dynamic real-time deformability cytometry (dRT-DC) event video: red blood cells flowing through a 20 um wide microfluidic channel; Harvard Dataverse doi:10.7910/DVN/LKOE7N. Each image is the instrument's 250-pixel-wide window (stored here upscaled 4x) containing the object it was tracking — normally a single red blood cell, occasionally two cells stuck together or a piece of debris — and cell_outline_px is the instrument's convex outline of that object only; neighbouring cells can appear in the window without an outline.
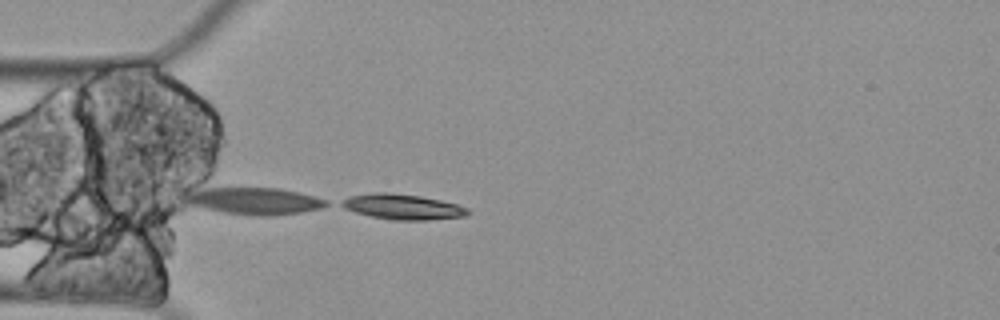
{"species": "Egyptian fruit bat (a non-hibernating species)", "species_latin": "Rousettus aegyptiacus", "temperature_condition": "cold", "stored_images_in_passage": 15, "segment_of_instrument_passage": [2, 2], "camera_frame_rate_fps": 3000, "um_per_image_px": 0.085, "animal": {"sex": "female"}, "frame": {"image": 1, "passage_image": 15, "time_ms": 4.667, "image_size_px": [1000, 320], "cell_outline_px": [[472, 212], [464, 216], [428, 220], [392, 220], [372, 216], [356, 212], [344, 208], [336, 204], [340, 200], [348, 196], [372, 192], [388, 192], [420, 196], [440, 200], [456, 204], [468, 208]], "centroid_in_image_um": [34.17, 17.57], "position_along_channel_um": 50.8, "area_um2": 18.79}}